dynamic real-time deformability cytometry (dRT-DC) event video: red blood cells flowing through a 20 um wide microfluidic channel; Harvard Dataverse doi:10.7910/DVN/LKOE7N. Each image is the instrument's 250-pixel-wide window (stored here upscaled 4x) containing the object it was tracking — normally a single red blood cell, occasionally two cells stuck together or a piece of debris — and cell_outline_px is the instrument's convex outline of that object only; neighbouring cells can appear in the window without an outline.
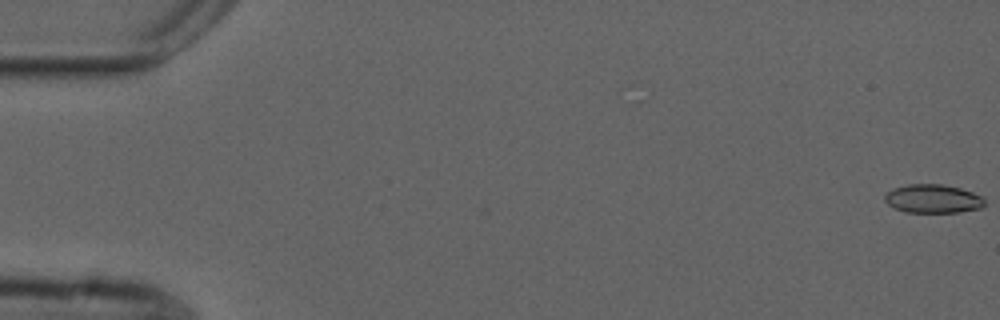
{"species": "common noctule bat (a hibernating species)", "species_latin": "Nyctalus noctula", "temperature_condition": "cold", "stored_images_in_passage": 18, "camera_frame_rate_fps": 3000, "um_per_image_px": 0.085, "animal": {"sex": "male", "forearm_length_mm": 52.5}, "frame": {"image": 1, "passage_image": 1, "time_ms": 0.0, "image_size_px": [1000, 320], "cell_outline_px": [[984, 204], [980, 208], [960, 212], [904, 212], [892, 208], [884, 200], [884, 196], [892, 188], [908, 184], [940, 184], [960, 188], [972, 192], [980, 196], [984, 200]], "centroid_in_image_um": [79.25, 16.89], "position_along_channel_um": 5.8, "area_um2": 16.65}}
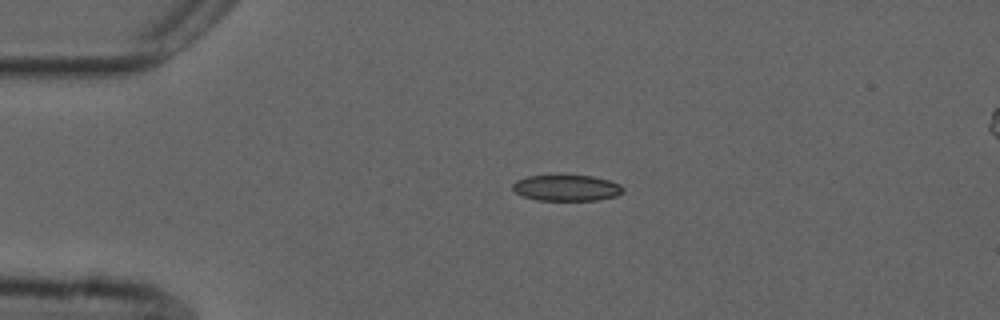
{"frame": {"image": 2, "passage_image": 13, "time_ms": 4.0, "image_size_px": [1000, 320], "cell_outline_px": [[624, 192], [616, 196], [596, 200], [536, 200], [524, 196], [516, 192], [512, 188], [512, 184], [516, 180], [528, 176], [592, 176], [608, 180], [620, 184], [624, 188]], "centroid_in_image_um": [48.17, 15.98], "position_along_channel_um": 36.8, "area_um2": 16.59}}